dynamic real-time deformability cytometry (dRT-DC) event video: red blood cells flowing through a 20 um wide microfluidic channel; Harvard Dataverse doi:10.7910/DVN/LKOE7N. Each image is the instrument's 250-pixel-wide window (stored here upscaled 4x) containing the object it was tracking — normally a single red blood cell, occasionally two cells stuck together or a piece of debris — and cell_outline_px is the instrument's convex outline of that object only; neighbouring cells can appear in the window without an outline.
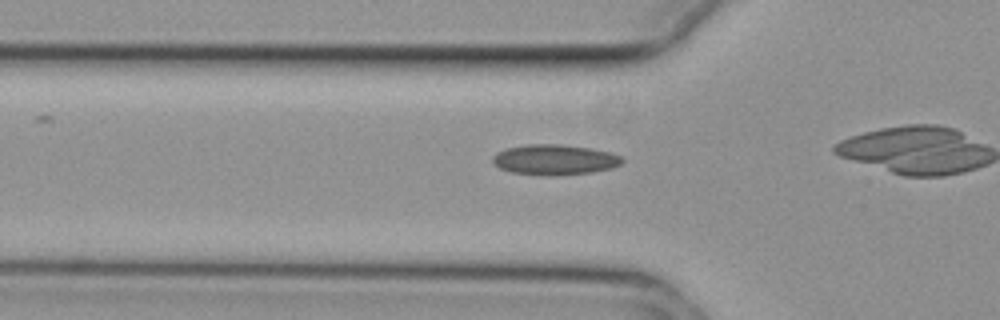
{"species": "common noctule bat (a hibernating species)", "species_latin": "Nyctalus noctula", "temperature_condition": "cold", "stored_images_in_passage": 20, "camera_frame_rate_fps": 3000, "um_per_image_px": 0.085, "animal": {"sex": "female", "body_mass_g": 29.2, "forearm_length_mm": 56.3}, "frame": {"image": 1, "passage_image": 15, "time_ms": 4.667, "image_size_px": [1000, 320], "cell_outline_px": [[624, 160], [620, 164], [612, 168], [592, 172], [552, 176], [544, 176], [512, 172], [500, 168], [492, 164], [492, 156], [496, 152], [508, 148], [528, 144], [560, 144], [588, 148], [608, 152], [620, 156]], "centroid_in_image_um": [47.1, 13.58], "position_along_channel_um": 78.7, "area_um2": 22.89}}